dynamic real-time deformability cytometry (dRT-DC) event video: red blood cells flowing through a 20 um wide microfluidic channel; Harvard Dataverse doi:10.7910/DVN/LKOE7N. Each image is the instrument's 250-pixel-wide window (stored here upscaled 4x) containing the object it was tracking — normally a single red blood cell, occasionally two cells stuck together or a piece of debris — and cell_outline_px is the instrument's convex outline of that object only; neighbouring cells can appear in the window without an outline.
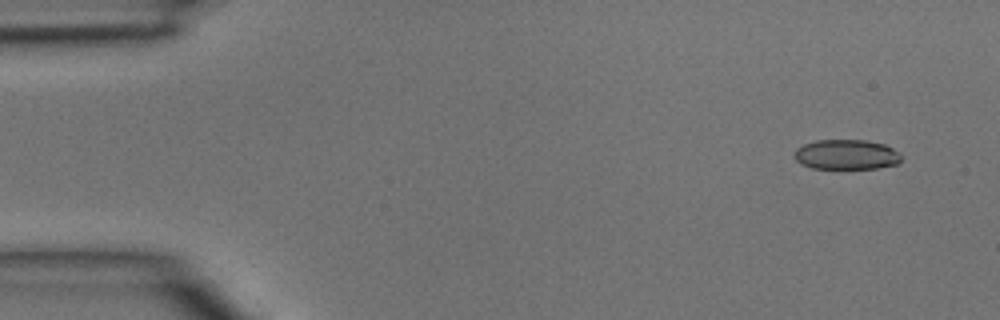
{"species": "common noctule bat (a hibernating species)", "species_latin": "Nyctalus noctula", "temperature_condition": "room temperature", "stored_images_in_passage": 4, "camera_frame_rate_fps": 3000, "um_per_image_px": 0.085, "animal": {"sex": "male", "body_mass_g": 15.6}, "frame": {"image": 1, "passage_image": 1, "time_ms": 0.0, "image_size_px": [1000, 320], "cell_outline_px": [[900, 160], [896, 164], [876, 168], [812, 168], [800, 164], [792, 156], [796, 148], [804, 144], [816, 140], [864, 140], [884, 144], [900, 152]], "centroid_in_image_um": [71.9, 13.13], "position_along_channel_um": 13.1, "area_um2": 18.67}}
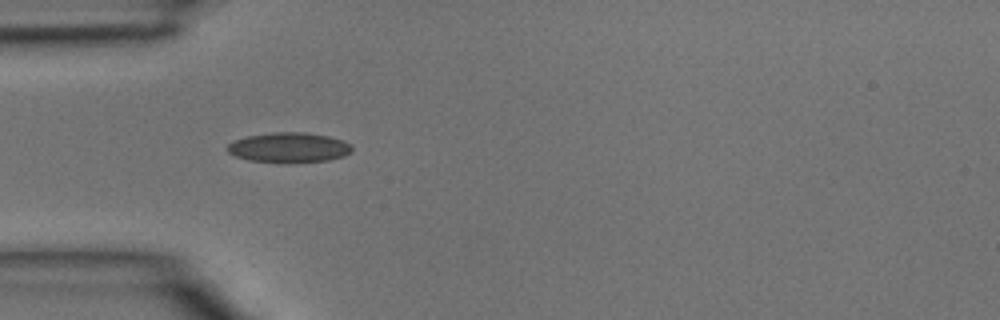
{"frame": {"image": 2, "passage_image": 4, "time_ms": 1.0, "image_size_px": [1000, 320], "cell_outline_px": [[352, 152], [344, 156], [328, 160], [288, 164], [280, 164], [248, 160], [236, 156], [228, 152], [224, 148], [228, 144], [236, 140], [248, 136], [276, 132], [304, 132], [328, 136], [344, 140], [352, 144]], "centroid_in_image_um": [24.58, 12.56], "position_along_channel_um": 60.4, "area_um2": 22.25}}